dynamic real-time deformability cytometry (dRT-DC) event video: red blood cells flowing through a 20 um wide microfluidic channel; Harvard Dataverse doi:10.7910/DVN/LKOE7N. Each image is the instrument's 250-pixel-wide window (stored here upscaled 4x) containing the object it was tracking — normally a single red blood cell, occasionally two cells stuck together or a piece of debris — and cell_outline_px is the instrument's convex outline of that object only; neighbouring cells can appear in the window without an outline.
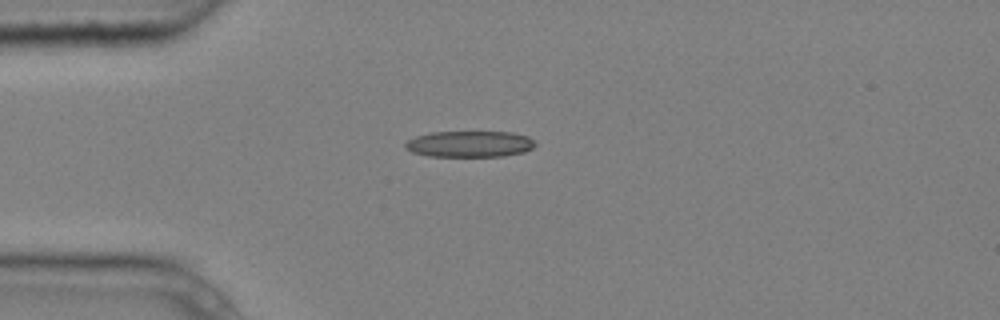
{"species": "common noctule bat (a hibernating species)", "species_latin": "Nyctalus noctula", "temperature_condition": "cold", "stored_images_in_passage": 6, "camera_frame_rate_fps": 3000, "um_per_image_px": 0.085, "animal": {"sex": "male", "body_mass_g": 20.4}, "frame": {"image": 1, "passage_image": 4, "time_ms": 1.0, "image_size_px": [1000, 320], "cell_outline_px": [[536, 144], [532, 148], [524, 152], [504, 156], [428, 156], [412, 152], [404, 148], [404, 144], [408, 140], [416, 136], [432, 132], [512, 132], [528, 136]], "centroid_in_image_um": [39.91, 12.24], "position_along_channel_um": 45.1, "area_um2": 19.83}}
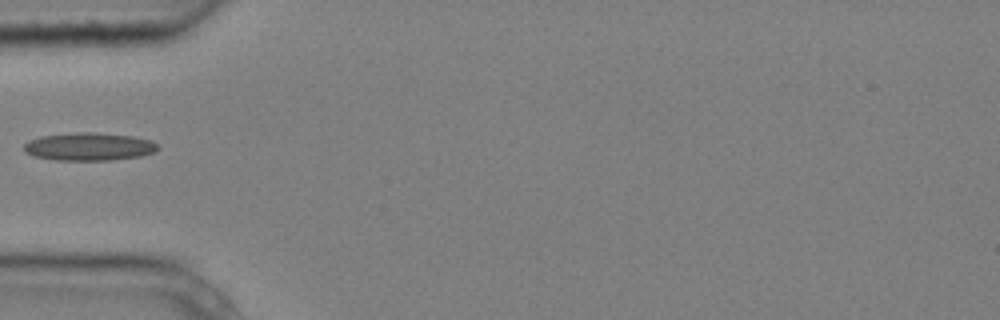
{"frame": {"image": 2, "passage_image": 5, "time_ms": 1.333, "image_size_px": [1000, 320], "cell_outline_px": [[160, 148], [152, 152], [140, 156], [112, 160], [56, 160], [36, 156], [24, 152], [24, 144], [28, 140], [40, 136], [80, 132], [96, 132], [132, 136], [152, 140]], "centroid_in_image_um": [7.56, 12.46], "position_along_channel_um": 77.4, "area_um2": 21.73}}
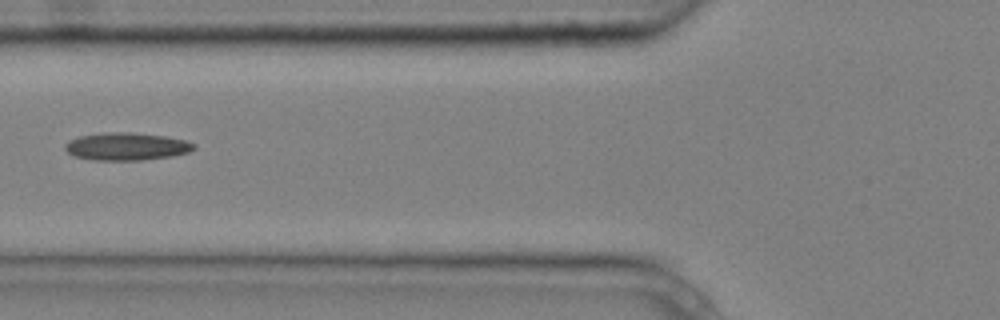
{"frame": {"image": 3, "passage_image": 6, "time_ms": 1.667, "image_size_px": [1000, 320], "cell_outline_px": [[196, 148], [188, 152], [172, 156], [140, 160], [92, 160], [72, 156], [64, 148], [64, 144], [68, 140], [80, 136], [108, 132], [132, 132], [164, 136], [184, 140], [196, 144]], "centroid_in_image_um": [10.72, 12.45], "position_along_channel_um": 115.1, "area_um2": 20.81}}